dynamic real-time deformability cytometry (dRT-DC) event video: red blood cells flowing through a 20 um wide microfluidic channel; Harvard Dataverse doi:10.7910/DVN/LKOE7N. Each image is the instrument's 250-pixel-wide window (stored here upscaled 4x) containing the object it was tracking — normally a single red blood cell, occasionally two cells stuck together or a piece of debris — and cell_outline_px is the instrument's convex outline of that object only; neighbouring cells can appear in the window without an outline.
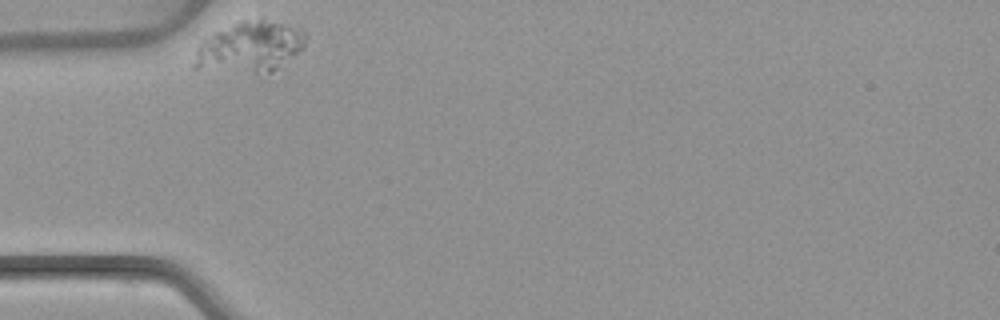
{"species": "common noctule bat (a hibernating species)", "species_latin": "Nyctalus noctula", "temperature_condition": "warm", "stored_images_in_passage": 35, "camera_frame_rate_fps": 3000, "um_per_image_px": 0.085, "animal": {"sex": "female", "body_mass_g": 22.7, "forearm_length_mm": 54.2}, "frame": {"image": 1, "passage_image": 1, "time_ms": 0.0, "image_size_px": [1000, 320], "cell_outline_px": [[308, 36], [304, 48], [272, 72], [256, 72], [192, 68], [192, 64], [196, 48], [212, 32], [240, 20], [260, 16], [264, 16], [304, 32]], "centroid_in_image_um": [21.23, 3.93], "position_along_channel_um": 63.8, "area_um2": 33.29}}
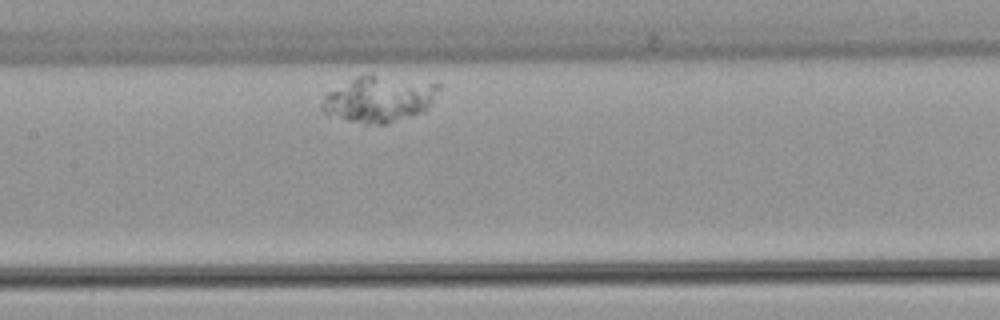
{"frame": {"image": 2, "passage_image": 13, "time_ms": 4.0, "image_size_px": [1000, 320], "cell_outline_px": [[440, 88], [428, 108], [424, 112], [388, 124], [364, 124], [328, 116], [320, 108], [320, 104], [324, 96], [328, 92], [356, 76], [372, 72], [440, 84]], "centroid_in_image_um": [32.21, 8.4], "position_along_channel_um": 175.2, "area_um2": 32.08}}
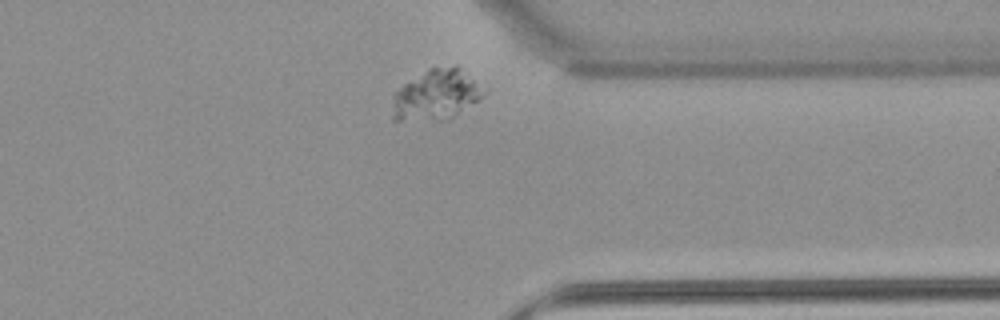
{"frame": {"image": 3, "passage_image": 32, "time_ms": 10.333, "image_size_px": [1000, 320], "cell_outline_px": [[488, 88], [484, 96], [452, 116], [440, 120], [392, 120], [392, 104], [396, 92], [404, 84], [432, 68], [456, 64]], "centroid_in_image_um": [37.14, 8.04], "position_along_channel_um": 374.3, "area_um2": 26.7}}